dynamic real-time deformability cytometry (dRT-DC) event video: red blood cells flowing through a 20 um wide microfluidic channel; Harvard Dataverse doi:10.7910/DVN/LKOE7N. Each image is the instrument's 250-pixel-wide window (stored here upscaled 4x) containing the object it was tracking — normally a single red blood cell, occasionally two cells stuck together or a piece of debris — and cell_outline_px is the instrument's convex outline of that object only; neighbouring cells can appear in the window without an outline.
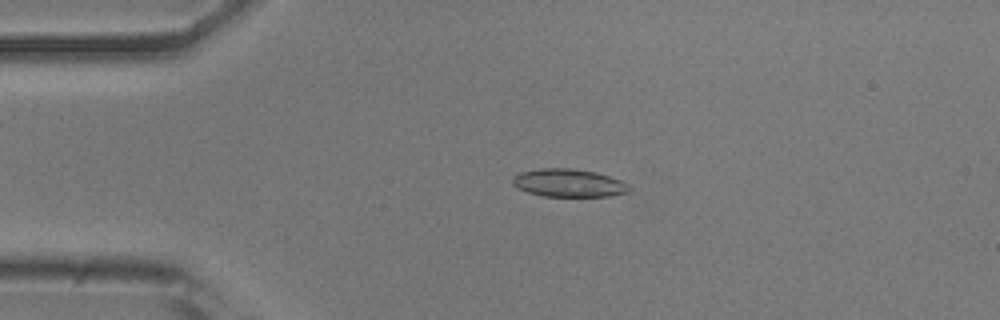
{"species": "common noctule bat (a hibernating species)", "species_latin": "Nyctalus noctula", "temperature_condition": "room temperature", "stored_images_in_passage": 47, "camera_frame_rate_fps": 3000, "um_per_image_px": 0.085, "animal": {"sex": "male", "body_mass_g": 20.5, "forearm_length_mm": 52.5}, "frame": {"image": 1, "passage_image": 11, "time_ms": 3.333, "image_size_px": [1000, 320], "cell_outline_px": [[632, 188], [628, 192], [612, 196], [544, 196], [528, 192], [516, 188], [512, 184], [512, 176], [520, 172], [540, 168], [572, 168], [596, 172], [620, 180], [628, 184]], "centroid_in_image_um": [48.32, 15.55], "position_along_channel_um": 36.7, "area_um2": 19.13}}
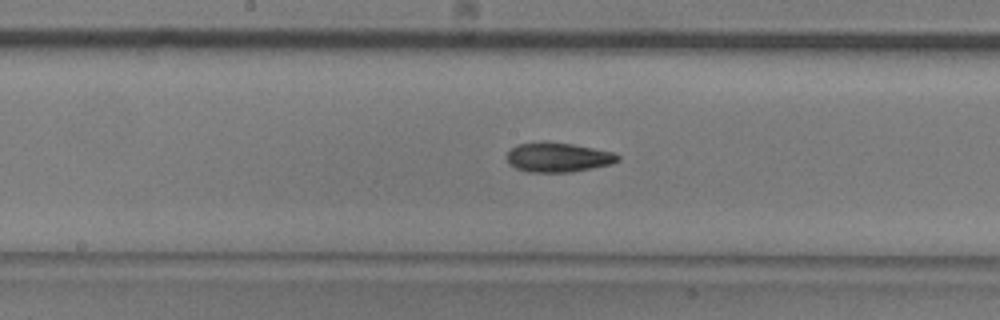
{"frame": {"image": 2, "passage_image": 26, "time_ms": 8.333, "image_size_px": [1000, 320], "cell_outline_px": [[620, 160], [612, 164], [572, 172], [528, 172], [516, 168], [508, 164], [508, 152], [512, 148], [520, 144], [540, 140], [572, 144], [612, 152], [620, 156]], "centroid_in_image_um": [47.43, 13.37], "position_along_channel_um": 200.8, "area_um2": 19.13}}
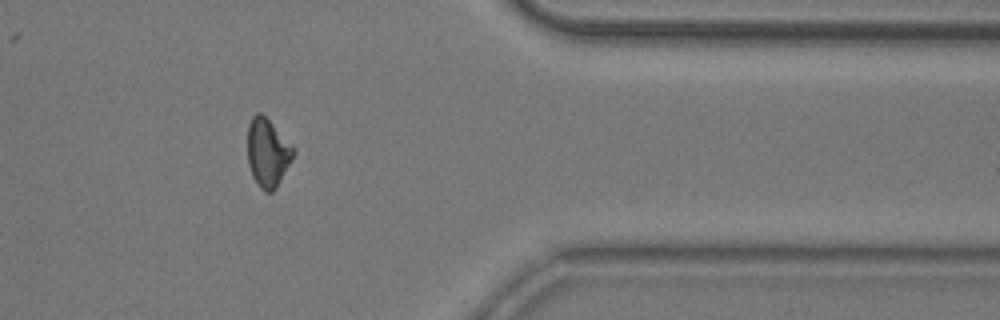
{"frame": {"image": 3, "passage_image": 42, "time_ms": 13.667, "image_size_px": [1000, 320], "cell_outline_px": [[296, 152], [276, 188], [272, 192], [264, 192], [260, 188], [252, 176], [248, 164], [248, 124], [252, 116], [256, 112], [260, 112], [292, 144]], "centroid_in_image_um": [22.75, 12.99], "position_along_channel_um": 388.7, "area_um2": 18.21}, "authors_computed_cell_mechanics": {"area_um2": 18.8428, "velocity_mm_per_s": 3.8972, "shape_relaxation_time_tau1_ms": 5.948, "shape_relaxation_time_tau2_ms": 4.2237, "deformation_change_tau1": 0.1559, "deformation_change_tau2": 0.137}}